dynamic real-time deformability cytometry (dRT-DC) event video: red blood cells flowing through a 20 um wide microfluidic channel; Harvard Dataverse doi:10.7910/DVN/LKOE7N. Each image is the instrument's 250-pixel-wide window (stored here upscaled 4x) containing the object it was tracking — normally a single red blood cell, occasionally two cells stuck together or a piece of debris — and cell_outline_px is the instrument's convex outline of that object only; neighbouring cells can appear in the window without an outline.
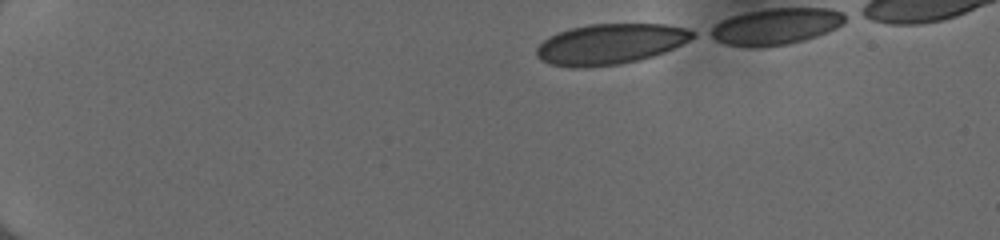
{"species": "human", "species_latin": "Homo sapiens", "temperature_condition": "cold", "stored_images_in_passage": 39, "camera_frame_rate_fps": 3000, "um_per_image_px": 0.085, "donor": {"sex": "female"}, "frame": {"image": 1, "passage_image": 1, "time_ms": 0.0, "image_size_px": [1000, 240], "cell_outline_px": [[696, 36], [664, 52], [640, 60], [620, 64], [588, 68], [568, 68], [548, 64], [540, 60], [536, 56], [536, 48], [548, 36], [572, 28], [588, 24], [664, 24], [688, 28], [696, 32]], "centroid_in_image_um": [51.83, 3.76], "position_along_channel_um": 33.2, "area_um2": 37.11}}
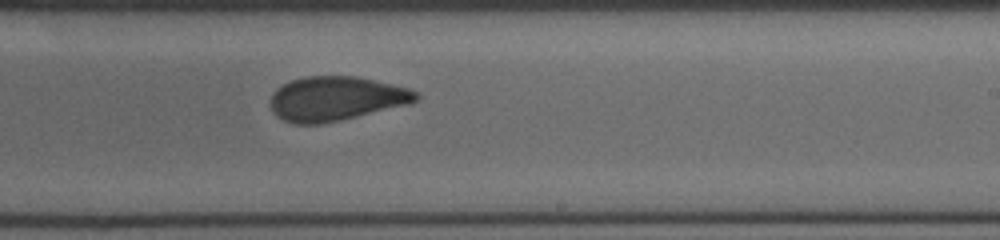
{"frame": {"image": 2, "passage_image": 25, "time_ms": 8.0, "image_size_px": [1000, 240], "cell_outline_px": [[420, 96], [416, 100], [408, 104], [340, 120], [320, 124], [292, 124], [276, 116], [272, 112], [272, 92], [276, 88], [292, 80], [304, 76], [356, 76], [376, 80], [408, 88], [420, 92]], "centroid_in_image_um": [28.56, 8.38], "position_along_channel_um": 260.4, "area_um2": 37.51}}
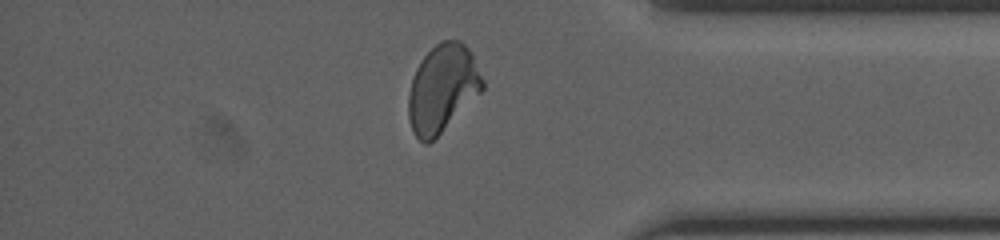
{"frame": {"image": 3, "passage_image": 36, "time_ms": 11.667, "image_size_px": [1000, 240], "cell_outline_px": [[484, 88], [428, 144], [424, 144], [412, 132], [408, 116], [408, 96], [412, 76], [420, 60], [440, 40], [460, 40], [472, 52], [484, 80]], "centroid_in_image_um": [37.59, 7.48], "position_along_channel_um": 397.6, "area_um2": 37.51}}